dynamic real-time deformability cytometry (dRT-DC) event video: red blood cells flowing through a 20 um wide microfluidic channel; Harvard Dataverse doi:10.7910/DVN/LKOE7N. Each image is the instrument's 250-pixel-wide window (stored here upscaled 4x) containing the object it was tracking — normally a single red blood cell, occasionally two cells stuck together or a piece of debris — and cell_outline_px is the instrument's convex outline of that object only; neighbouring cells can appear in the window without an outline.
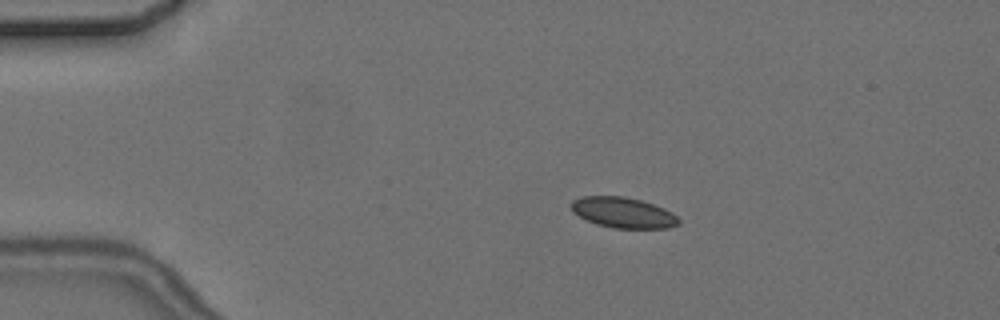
{"species": "common noctule bat (a hibernating species)", "species_latin": "Nyctalus noctula", "temperature_condition": "cold", "stored_images_in_passage": 9, "camera_frame_rate_fps": 3000, "um_per_image_px": 0.085, "animal": {"sex": "female", "body_mass_g": 24.6, "forearm_length_mm": 56.2}, "frame": {"image": 1, "passage_image": 4, "time_ms": 3.333, "image_size_px": [1000, 320], "cell_outline_px": [[680, 224], [668, 228], [616, 228], [596, 224], [572, 212], [568, 204], [572, 200], [580, 196], [624, 196], [640, 200], [664, 208], [672, 212], [680, 220]], "centroid_in_image_um": [52.94, 18.06], "position_along_channel_um": 32.1, "area_um2": 19.25}}
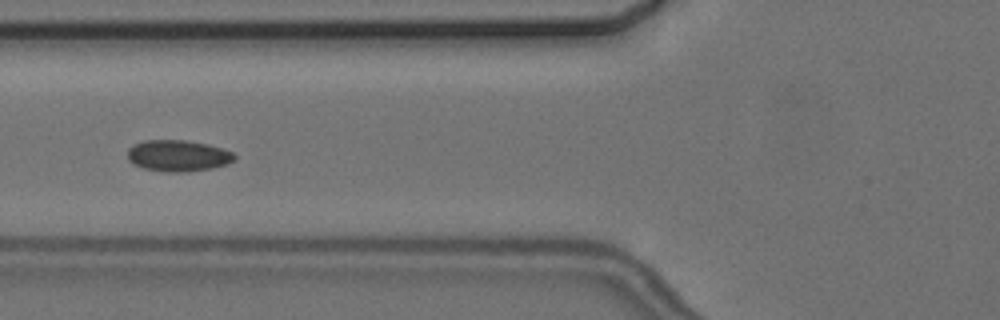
{"frame": {"image": 2, "passage_image": 7, "time_ms": 7.0, "image_size_px": [1000, 320], "cell_outline_px": [[236, 160], [228, 164], [212, 168], [188, 172], [164, 172], [144, 168], [132, 164], [128, 160], [128, 148], [132, 144], [144, 140], [184, 140], [208, 144], [224, 148], [232, 152], [236, 156]], "centroid_in_image_um": [15.14, 13.24], "position_along_channel_um": 110.7, "area_um2": 19.88}}
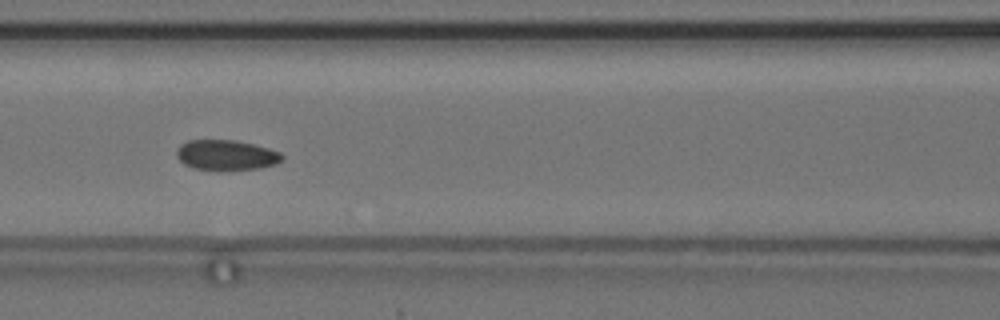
{"frame": {"image": 3, "passage_image": 8, "time_ms": 8.0, "image_size_px": [1000, 320], "cell_outline_px": [[284, 160], [276, 164], [260, 168], [220, 172], [192, 168], [184, 164], [176, 156], [176, 148], [180, 144], [188, 140], [236, 140], [256, 144], [280, 152], [284, 156]], "centroid_in_image_um": [19.23, 13.2], "position_along_channel_um": 147.4, "area_um2": 19.31}}